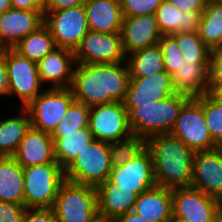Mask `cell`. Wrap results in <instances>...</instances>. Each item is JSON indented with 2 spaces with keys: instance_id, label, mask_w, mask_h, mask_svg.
<instances>
[{
  "instance_id": "7a4b0ae2",
  "label": "cell",
  "mask_w": 222,
  "mask_h": 222,
  "mask_svg": "<svg viewBox=\"0 0 222 222\" xmlns=\"http://www.w3.org/2000/svg\"><path fill=\"white\" fill-rule=\"evenodd\" d=\"M146 147L152 154L157 186L169 189L191 186L194 150L170 134L149 138Z\"/></svg>"
},
{
  "instance_id": "9a60e30c",
  "label": "cell",
  "mask_w": 222,
  "mask_h": 222,
  "mask_svg": "<svg viewBox=\"0 0 222 222\" xmlns=\"http://www.w3.org/2000/svg\"><path fill=\"white\" fill-rule=\"evenodd\" d=\"M191 186L222 202V155L217 148L195 152Z\"/></svg>"
},
{
  "instance_id": "83f0119b",
  "label": "cell",
  "mask_w": 222,
  "mask_h": 222,
  "mask_svg": "<svg viewBox=\"0 0 222 222\" xmlns=\"http://www.w3.org/2000/svg\"><path fill=\"white\" fill-rule=\"evenodd\" d=\"M21 110L20 116L0 120V156H13L31 127L28 112Z\"/></svg>"
},
{
  "instance_id": "603a6c76",
  "label": "cell",
  "mask_w": 222,
  "mask_h": 222,
  "mask_svg": "<svg viewBox=\"0 0 222 222\" xmlns=\"http://www.w3.org/2000/svg\"><path fill=\"white\" fill-rule=\"evenodd\" d=\"M84 8L89 30L120 33L123 20L120 0H87Z\"/></svg>"
},
{
  "instance_id": "5bb4252c",
  "label": "cell",
  "mask_w": 222,
  "mask_h": 222,
  "mask_svg": "<svg viewBox=\"0 0 222 222\" xmlns=\"http://www.w3.org/2000/svg\"><path fill=\"white\" fill-rule=\"evenodd\" d=\"M109 179L116 183L119 189L131 190L138 195L154 187L156 184L150 150L145 147L126 164L112 167Z\"/></svg>"
},
{
  "instance_id": "4fadbf2b",
  "label": "cell",
  "mask_w": 222,
  "mask_h": 222,
  "mask_svg": "<svg viewBox=\"0 0 222 222\" xmlns=\"http://www.w3.org/2000/svg\"><path fill=\"white\" fill-rule=\"evenodd\" d=\"M220 203L217 198L192 186L172 189L173 216L188 222H213Z\"/></svg>"
},
{
  "instance_id": "1f68e13d",
  "label": "cell",
  "mask_w": 222,
  "mask_h": 222,
  "mask_svg": "<svg viewBox=\"0 0 222 222\" xmlns=\"http://www.w3.org/2000/svg\"><path fill=\"white\" fill-rule=\"evenodd\" d=\"M89 113L90 107L74 100L51 134V138H62V133H71L83 128H89Z\"/></svg>"
},
{
  "instance_id": "7402d4cb",
  "label": "cell",
  "mask_w": 222,
  "mask_h": 222,
  "mask_svg": "<svg viewBox=\"0 0 222 222\" xmlns=\"http://www.w3.org/2000/svg\"><path fill=\"white\" fill-rule=\"evenodd\" d=\"M132 211L148 222H169L173 215L172 189L155 185L140 193Z\"/></svg>"
},
{
  "instance_id": "d4e9b609",
  "label": "cell",
  "mask_w": 222,
  "mask_h": 222,
  "mask_svg": "<svg viewBox=\"0 0 222 222\" xmlns=\"http://www.w3.org/2000/svg\"><path fill=\"white\" fill-rule=\"evenodd\" d=\"M155 17L161 35L191 33L199 31L202 11H180L172 3L162 0Z\"/></svg>"
},
{
  "instance_id": "e575fe53",
  "label": "cell",
  "mask_w": 222,
  "mask_h": 222,
  "mask_svg": "<svg viewBox=\"0 0 222 222\" xmlns=\"http://www.w3.org/2000/svg\"><path fill=\"white\" fill-rule=\"evenodd\" d=\"M202 108L212 140L218 145L222 142V104L206 93L202 95Z\"/></svg>"
},
{
  "instance_id": "7bdbcfd3",
  "label": "cell",
  "mask_w": 222,
  "mask_h": 222,
  "mask_svg": "<svg viewBox=\"0 0 222 222\" xmlns=\"http://www.w3.org/2000/svg\"><path fill=\"white\" fill-rule=\"evenodd\" d=\"M11 7L21 10H45V0H10Z\"/></svg>"
},
{
  "instance_id": "f546056e",
  "label": "cell",
  "mask_w": 222,
  "mask_h": 222,
  "mask_svg": "<svg viewBox=\"0 0 222 222\" xmlns=\"http://www.w3.org/2000/svg\"><path fill=\"white\" fill-rule=\"evenodd\" d=\"M56 161L65 169L78 154L94 140L89 128L62 133V138H52Z\"/></svg>"
},
{
  "instance_id": "52a82bcc",
  "label": "cell",
  "mask_w": 222,
  "mask_h": 222,
  "mask_svg": "<svg viewBox=\"0 0 222 222\" xmlns=\"http://www.w3.org/2000/svg\"><path fill=\"white\" fill-rule=\"evenodd\" d=\"M169 134L195 152L217 147L205 121L202 96L190 97L183 104Z\"/></svg>"
},
{
  "instance_id": "7dc6e473",
  "label": "cell",
  "mask_w": 222,
  "mask_h": 222,
  "mask_svg": "<svg viewBox=\"0 0 222 222\" xmlns=\"http://www.w3.org/2000/svg\"><path fill=\"white\" fill-rule=\"evenodd\" d=\"M213 222H222V202L215 211Z\"/></svg>"
},
{
  "instance_id": "4dcf8cb0",
  "label": "cell",
  "mask_w": 222,
  "mask_h": 222,
  "mask_svg": "<svg viewBox=\"0 0 222 222\" xmlns=\"http://www.w3.org/2000/svg\"><path fill=\"white\" fill-rule=\"evenodd\" d=\"M55 48L56 45L51 32L43 24L36 31L20 40L12 49L19 55L38 63Z\"/></svg>"
},
{
  "instance_id": "f1b7e54d",
  "label": "cell",
  "mask_w": 222,
  "mask_h": 222,
  "mask_svg": "<svg viewBox=\"0 0 222 222\" xmlns=\"http://www.w3.org/2000/svg\"><path fill=\"white\" fill-rule=\"evenodd\" d=\"M198 33L210 50L222 47V0H208Z\"/></svg>"
},
{
  "instance_id": "6da1fadb",
  "label": "cell",
  "mask_w": 222,
  "mask_h": 222,
  "mask_svg": "<svg viewBox=\"0 0 222 222\" xmlns=\"http://www.w3.org/2000/svg\"><path fill=\"white\" fill-rule=\"evenodd\" d=\"M124 63H76L70 86L74 99L88 107L123 102L130 80Z\"/></svg>"
},
{
  "instance_id": "f907efd6",
  "label": "cell",
  "mask_w": 222,
  "mask_h": 222,
  "mask_svg": "<svg viewBox=\"0 0 222 222\" xmlns=\"http://www.w3.org/2000/svg\"><path fill=\"white\" fill-rule=\"evenodd\" d=\"M216 148L219 150L220 154L222 155V142L219 143Z\"/></svg>"
},
{
  "instance_id": "ee69618b",
  "label": "cell",
  "mask_w": 222,
  "mask_h": 222,
  "mask_svg": "<svg viewBox=\"0 0 222 222\" xmlns=\"http://www.w3.org/2000/svg\"><path fill=\"white\" fill-rule=\"evenodd\" d=\"M8 76L7 66L5 61V49L0 50V95L8 96Z\"/></svg>"
},
{
  "instance_id": "ffe728a7",
  "label": "cell",
  "mask_w": 222,
  "mask_h": 222,
  "mask_svg": "<svg viewBox=\"0 0 222 222\" xmlns=\"http://www.w3.org/2000/svg\"><path fill=\"white\" fill-rule=\"evenodd\" d=\"M22 168L45 163H58L54 154V141L51 134L33 127L26 132L13 155Z\"/></svg>"
},
{
  "instance_id": "ba28073f",
  "label": "cell",
  "mask_w": 222,
  "mask_h": 222,
  "mask_svg": "<svg viewBox=\"0 0 222 222\" xmlns=\"http://www.w3.org/2000/svg\"><path fill=\"white\" fill-rule=\"evenodd\" d=\"M74 100L70 87L48 88L24 109L29 114L31 127L52 134Z\"/></svg>"
},
{
  "instance_id": "2e32d148",
  "label": "cell",
  "mask_w": 222,
  "mask_h": 222,
  "mask_svg": "<svg viewBox=\"0 0 222 222\" xmlns=\"http://www.w3.org/2000/svg\"><path fill=\"white\" fill-rule=\"evenodd\" d=\"M44 24V10L10 8L0 14V50L12 49Z\"/></svg>"
},
{
  "instance_id": "74e56055",
  "label": "cell",
  "mask_w": 222,
  "mask_h": 222,
  "mask_svg": "<svg viewBox=\"0 0 222 222\" xmlns=\"http://www.w3.org/2000/svg\"><path fill=\"white\" fill-rule=\"evenodd\" d=\"M26 211L23 204L0 201V222H22Z\"/></svg>"
},
{
  "instance_id": "d590c367",
  "label": "cell",
  "mask_w": 222,
  "mask_h": 222,
  "mask_svg": "<svg viewBox=\"0 0 222 222\" xmlns=\"http://www.w3.org/2000/svg\"><path fill=\"white\" fill-rule=\"evenodd\" d=\"M165 62V70L169 75H173L182 63H184L183 53L179 50L176 38L173 35H162L158 42Z\"/></svg>"
},
{
  "instance_id": "277c9868",
  "label": "cell",
  "mask_w": 222,
  "mask_h": 222,
  "mask_svg": "<svg viewBox=\"0 0 222 222\" xmlns=\"http://www.w3.org/2000/svg\"><path fill=\"white\" fill-rule=\"evenodd\" d=\"M57 222H101L96 187L65 180L52 207Z\"/></svg>"
},
{
  "instance_id": "60d3db41",
  "label": "cell",
  "mask_w": 222,
  "mask_h": 222,
  "mask_svg": "<svg viewBox=\"0 0 222 222\" xmlns=\"http://www.w3.org/2000/svg\"><path fill=\"white\" fill-rule=\"evenodd\" d=\"M175 5L180 11H203L208 0H165Z\"/></svg>"
},
{
  "instance_id": "ac0fdd59",
  "label": "cell",
  "mask_w": 222,
  "mask_h": 222,
  "mask_svg": "<svg viewBox=\"0 0 222 222\" xmlns=\"http://www.w3.org/2000/svg\"><path fill=\"white\" fill-rule=\"evenodd\" d=\"M125 55L158 44L162 36L155 15L123 17L120 30Z\"/></svg>"
},
{
  "instance_id": "cb8c5ba5",
  "label": "cell",
  "mask_w": 222,
  "mask_h": 222,
  "mask_svg": "<svg viewBox=\"0 0 222 222\" xmlns=\"http://www.w3.org/2000/svg\"><path fill=\"white\" fill-rule=\"evenodd\" d=\"M176 93L199 97L208 93L209 62L185 61L171 76Z\"/></svg>"
},
{
  "instance_id": "b9f144b4",
  "label": "cell",
  "mask_w": 222,
  "mask_h": 222,
  "mask_svg": "<svg viewBox=\"0 0 222 222\" xmlns=\"http://www.w3.org/2000/svg\"><path fill=\"white\" fill-rule=\"evenodd\" d=\"M87 0H45L44 11H58L84 5Z\"/></svg>"
},
{
  "instance_id": "4316f807",
  "label": "cell",
  "mask_w": 222,
  "mask_h": 222,
  "mask_svg": "<svg viewBox=\"0 0 222 222\" xmlns=\"http://www.w3.org/2000/svg\"><path fill=\"white\" fill-rule=\"evenodd\" d=\"M130 77H146L166 72L159 44L137 50L126 56Z\"/></svg>"
},
{
  "instance_id": "f6af8a7d",
  "label": "cell",
  "mask_w": 222,
  "mask_h": 222,
  "mask_svg": "<svg viewBox=\"0 0 222 222\" xmlns=\"http://www.w3.org/2000/svg\"><path fill=\"white\" fill-rule=\"evenodd\" d=\"M108 222H148L133 211L112 218Z\"/></svg>"
},
{
  "instance_id": "8d00e7d4",
  "label": "cell",
  "mask_w": 222,
  "mask_h": 222,
  "mask_svg": "<svg viewBox=\"0 0 222 222\" xmlns=\"http://www.w3.org/2000/svg\"><path fill=\"white\" fill-rule=\"evenodd\" d=\"M162 0H120L123 17L155 15Z\"/></svg>"
},
{
  "instance_id": "ab89813d",
  "label": "cell",
  "mask_w": 222,
  "mask_h": 222,
  "mask_svg": "<svg viewBox=\"0 0 222 222\" xmlns=\"http://www.w3.org/2000/svg\"><path fill=\"white\" fill-rule=\"evenodd\" d=\"M22 222H57L52 208H27Z\"/></svg>"
},
{
  "instance_id": "7c38bea8",
  "label": "cell",
  "mask_w": 222,
  "mask_h": 222,
  "mask_svg": "<svg viewBox=\"0 0 222 222\" xmlns=\"http://www.w3.org/2000/svg\"><path fill=\"white\" fill-rule=\"evenodd\" d=\"M74 54L76 63L115 64L126 60L120 33L89 30Z\"/></svg>"
},
{
  "instance_id": "c3c4849f",
  "label": "cell",
  "mask_w": 222,
  "mask_h": 222,
  "mask_svg": "<svg viewBox=\"0 0 222 222\" xmlns=\"http://www.w3.org/2000/svg\"><path fill=\"white\" fill-rule=\"evenodd\" d=\"M11 8L10 0H0V14Z\"/></svg>"
},
{
  "instance_id": "bcb514c9",
  "label": "cell",
  "mask_w": 222,
  "mask_h": 222,
  "mask_svg": "<svg viewBox=\"0 0 222 222\" xmlns=\"http://www.w3.org/2000/svg\"><path fill=\"white\" fill-rule=\"evenodd\" d=\"M208 94L218 103L222 104V85H209Z\"/></svg>"
},
{
  "instance_id": "484cf974",
  "label": "cell",
  "mask_w": 222,
  "mask_h": 222,
  "mask_svg": "<svg viewBox=\"0 0 222 222\" xmlns=\"http://www.w3.org/2000/svg\"><path fill=\"white\" fill-rule=\"evenodd\" d=\"M0 201L24 205L23 168L13 156H0Z\"/></svg>"
},
{
  "instance_id": "8fae6325",
  "label": "cell",
  "mask_w": 222,
  "mask_h": 222,
  "mask_svg": "<svg viewBox=\"0 0 222 222\" xmlns=\"http://www.w3.org/2000/svg\"><path fill=\"white\" fill-rule=\"evenodd\" d=\"M89 130L94 139L107 143L129 137L132 132L123 103L113 101L90 107Z\"/></svg>"
},
{
  "instance_id": "8992f818",
  "label": "cell",
  "mask_w": 222,
  "mask_h": 222,
  "mask_svg": "<svg viewBox=\"0 0 222 222\" xmlns=\"http://www.w3.org/2000/svg\"><path fill=\"white\" fill-rule=\"evenodd\" d=\"M110 143L94 139L65 168V179L97 187L109 178L112 169Z\"/></svg>"
},
{
  "instance_id": "d6a6232c",
  "label": "cell",
  "mask_w": 222,
  "mask_h": 222,
  "mask_svg": "<svg viewBox=\"0 0 222 222\" xmlns=\"http://www.w3.org/2000/svg\"><path fill=\"white\" fill-rule=\"evenodd\" d=\"M184 61L209 62L211 50L203 43L198 32L174 33Z\"/></svg>"
},
{
  "instance_id": "d6986e66",
  "label": "cell",
  "mask_w": 222,
  "mask_h": 222,
  "mask_svg": "<svg viewBox=\"0 0 222 222\" xmlns=\"http://www.w3.org/2000/svg\"><path fill=\"white\" fill-rule=\"evenodd\" d=\"M76 65L74 51L56 47L37 63L42 84L50 88H68L71 86Z\"/></svg>"
},
{
  "instance_id": "44dd1931",
  "label": "cell",
  "mask_w": 222,
  "mask_h": 222,
  "mask_svg": "<svg viewBox=\"0 0 222 222\" xmlns=\"http://www.w3.org/2000/svg\"><path fill=\"white\" fill-rule=\"evenodd\" d=\"M98 216L101 222L126 214L133 210L138 194L119 189L109 178L96 187Z\"/></svg>"
},
{
  "instance_id": "f35d334b",
  "label": "cell",
  "mask_w": 222,
  "mask_h": 222,
  "mask_svg": "<svg viewBox=\"0 0 222 222\" xmlns=\"http://www.w3.org/2000/svg\"><path fill=\"white\" fill-rule=\"evenodd\" d=\"M209 85H222V47L210 52Z\"/></svg>"
},
{
  "instance_id": "5b68a950",
  "label": "cell",
  "mask_w": 222,
  "mask_h": 222,
  "mask_svg": "<svg viewBox=\"0 0 222 222\" xmlns=\"http://www.w3.org/2000/svg\"><path fill=\"white\" fill-rule=\"evenodd\" d=\"M24 205L27 208H52L60 186L66 180L59 163L23 168Z\"/></svg>"
},
{
  "instance_id": "3957f363",
  "label": "cell",
  "mask_w": 222,
  "mask_h": 222,
  "mask_svg": "<svg viewBox=\"0 0 222 222\" xmlns=\"http://www.w3.org/2000/svg\"><path fill=\"white\" fill-rule=\"evenodd\" d=\"M190 97L176 93L147 105H124L132 134L147 141L149 138L169 134L180 109Z\"/></svg>"
},
{
  "instance_id": "836d02e7",
  "label": "cell",
  "mask_w": 222,
  "mask_h": 222,
  "mask_svg": "<svg viewBox=\"0 0 222 222\" xmlns=\"http://www.w3.org/2000/svg\"><path fill=\"white\" fill-rule=\"evenodd\" d=\"M146 147V141L138 135L131 134L125 139L110 143L111 165L121 166L138 155Z\"/></svg>"
},
{
  "instance_id": "30bf717a",
  "label": "cell",
  "mask_w": 222,
  "mask_h": 222,
  "mask_svg": "<svg viewBox=\"0 0 222 222\" xmlns=\"http://www.w3.org/2000/svg\"><path fill=\"white\" fill-rule=\"evenodd\" d=\"M8 76V95L19 97L21 108H25L43 90L37 63L19 55L13 49H5Z\"/></svg>"
},
{
  "instance_id": "681fc988",
  "label": "cell",
  "mask_w": 222,
  "mask_h": 222,
  "mask_svg": "<svg viewBox=\"0 0 222 222\" xmlns=\"http://www.w3.org/2000/svg\"><path fill=\"white\" fill-rule=\"evenodd\" d=\"M169 222H188V221H186L184 219H181L179 217H175V216L172 215V217H171Z\"/></svg>"
},
{
  "instance_id": "9c48e42d",
  "label": "cell",
  "mask_w": 222,
  "mask_h": 222,
  "mask_svg": "<svg viewBox=\"0 0 222 222\" xmlns=\"http://www.w3.org/2000/svg\"><path fill=\"white\" fill-rule=\"evenodd\" d=\"M44 24L49 28L56 47L75 51L89 31L84 5L58 11H44Z\"/></svg>"
},
{
  "instance_id": "e0dca14e",
  "label": "cell",
  "mask_w": 222,
  "mask_h": 222,
  "mask_svg": "<svg viewBox=\"0 0 222 222\" xmlns=\"http://www.w3.org/2000/svg\"><path fill=\"white\" fill-rule=\"evenodd\" d=\"M176 94L167 72L146 77H130L123 105H147Z\"/></svg>"
}]
</instances>
